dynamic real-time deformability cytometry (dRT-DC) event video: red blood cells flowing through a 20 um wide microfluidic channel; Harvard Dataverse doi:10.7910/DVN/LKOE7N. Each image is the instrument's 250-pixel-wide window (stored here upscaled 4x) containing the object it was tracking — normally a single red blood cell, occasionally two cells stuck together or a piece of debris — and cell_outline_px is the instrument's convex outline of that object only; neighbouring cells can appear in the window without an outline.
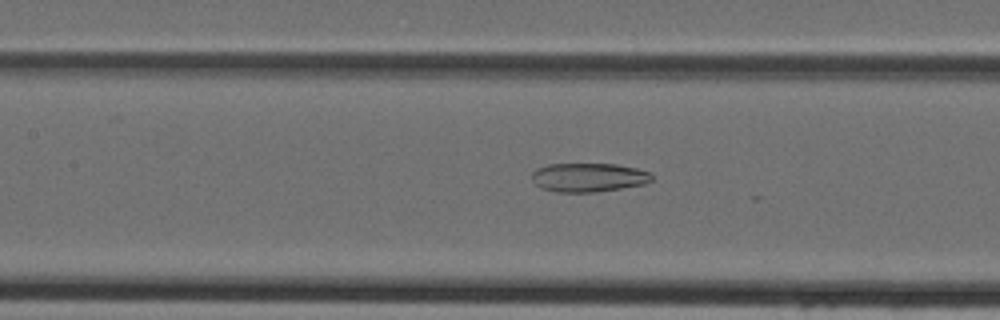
{"species": "Egyptian fruit bat (a non-hibernating species)", "species_latin": "Rousettus aegyptiacus", "temperature_condition": "cold", "stored_images_in_passage": 21, "camera_frame_rate_fps": 3000, "um_per_image_px": 0.085, "animal": {"sex": "female"}, "frame": {"image": 1, "passage_image": 12, "time_ms": 3.667, "image_size_px": [1000, 320], "cell_outline_px": [[652, 180], [644, 184], [596, 192], [556, 192], [540, 188], [532, 180], [532, 172], [536, 168], [548, 164], [616, 164], [636, 168], [652, 172]], "centroid_in_image_um": [50.01, 15.08], "position_along_channel_um": 157.4, "area_um2": 20.29}}
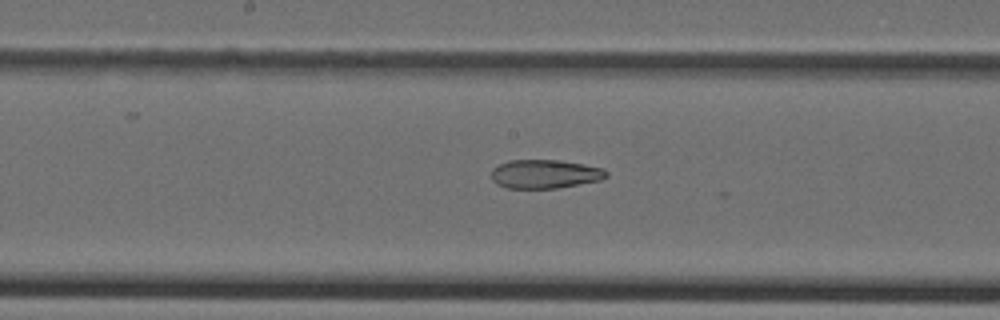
{"frame": {"image": 2, "passage_image": 15, "time_ms": 4.667, "image_size_px": [1000, 320], "cell_outline_px": [[608, 176], [600, 180], [556, 188], [508, 188], [496, 184], [492, 180], [492, 168], [508, 160], [560, 160], [584, 164], [604, 168], [608, 172]], "centroid_in_image_um": [46.32, 14.78], "position_along_channel_um": 201.9, "area_um2": 19.31}}
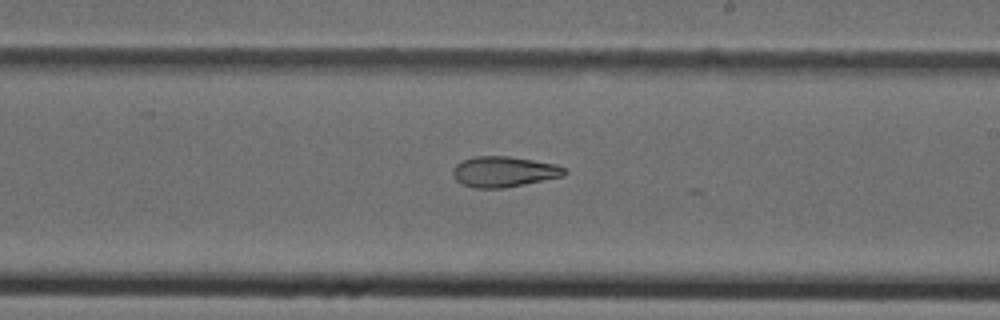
{"frame": {"image": 3, "passage_image": 18, "time_ms": 5.667, "image_size_px": [1000, 320], "cell_outline_px": [[568, 172], [564, 176], [504, 188], [476, 188], [464, 184], [456, 180], [452, 172], [452, 168], [456, 164], [464, 160], [476, 156], [508, 156], [556, 164], [564, 168]], "centroid_in_image_um": [42.84, 14.59], "position_along_channel_um": 246.2, "area_um2": 19.77}}